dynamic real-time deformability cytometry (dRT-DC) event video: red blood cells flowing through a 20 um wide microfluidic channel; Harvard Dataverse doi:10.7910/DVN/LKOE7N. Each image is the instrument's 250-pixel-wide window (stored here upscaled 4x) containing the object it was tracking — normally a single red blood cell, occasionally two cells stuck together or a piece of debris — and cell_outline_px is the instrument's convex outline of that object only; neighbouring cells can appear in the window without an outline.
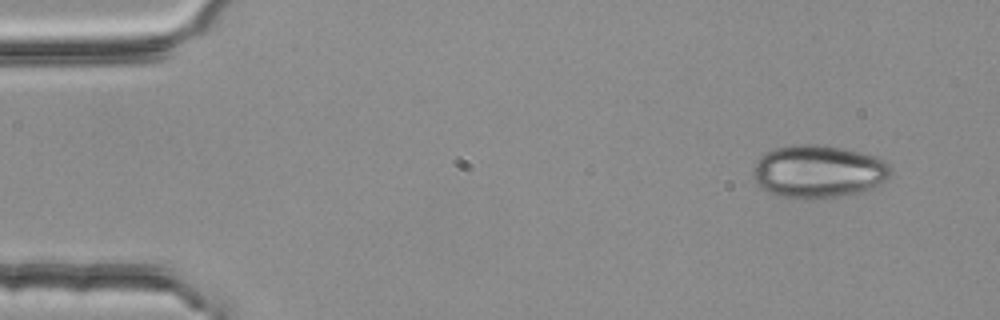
{"species": "common noctule bat (a hibernating species)", "species_latin": "Nyctalus noctula", "temperature_condition": "room temperature", "stored_images_in_passage": 3, "camera_frame_rate_fps": 3000, "um_per_image_px": 0.085, "animal": {"sex": "female", "body_mass_g": 25.1}, "frame": {"image": 1, "passage_image": 1, "time_ms": 0.0, "image_size_px": [1000, 320], "cell_outline_px": [[892, 172], [876, 188], [836, 196], [808, 200], [804, 200], [784, 196], [760, 188], [756, 184], [752, 176], [752, 172], [756, 160], [760, 156], [776, 148], [792, 144], [812, 144], [840, 148], [860, 152], [884, 160], [888, 164]], "centroid_in_image_um": [69.52, 14.58], "position_along_channel_um": 15.5, "area_um2": 42.19}}